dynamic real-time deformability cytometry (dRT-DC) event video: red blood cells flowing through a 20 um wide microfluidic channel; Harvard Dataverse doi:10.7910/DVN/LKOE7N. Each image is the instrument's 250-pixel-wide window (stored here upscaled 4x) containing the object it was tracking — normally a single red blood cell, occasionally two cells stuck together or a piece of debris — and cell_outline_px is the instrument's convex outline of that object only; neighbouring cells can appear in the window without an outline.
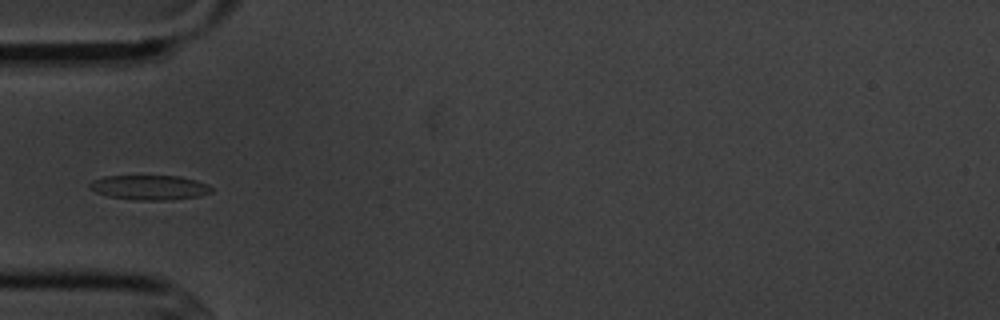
{"species": "common noctule bat (a hibernating species)", "species_latin": "Nyctalus noctula", "temperature_condition": "cold", "stored_images_in_passage": 6, "camera_frame_rate_fps": 3000, "um_per_image_px": 0.085, "animal": {"sex": "male", "body_mass_g": 20.1, "forearm_length_mm": 53.5}, "frame": {"image": 1, "passage_image": 6, "time_ms": 5.667, "image_size_px": [1000, 320], "cell_outline_px": [[212, 192], [200, 196], [168, 200], [136, 200], [108, 196], [96, 192], [88, 184], [92, 180], [104, 176], [180, 176], [196, 180], [208, 184], [212, 188]], "centroid_in_image_um": [12.74, 15.93], "position_along_channel_um": 72.3, "area_um2": 17.51}}